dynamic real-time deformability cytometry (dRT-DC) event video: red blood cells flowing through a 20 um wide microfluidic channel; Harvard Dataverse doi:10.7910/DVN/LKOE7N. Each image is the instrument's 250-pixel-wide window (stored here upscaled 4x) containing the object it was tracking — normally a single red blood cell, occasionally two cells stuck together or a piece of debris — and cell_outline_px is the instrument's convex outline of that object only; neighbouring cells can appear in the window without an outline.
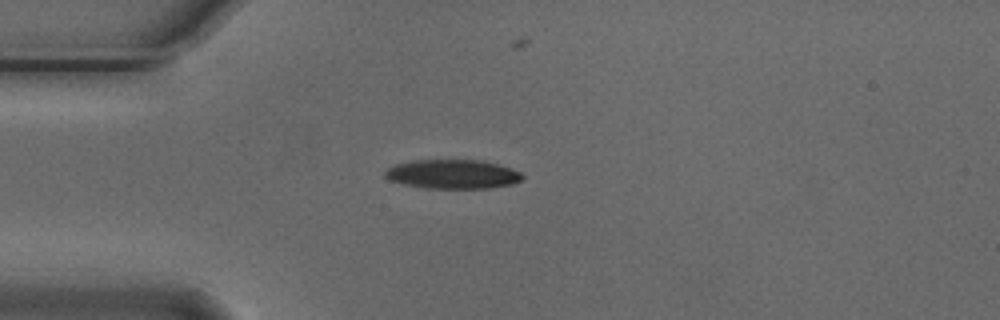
{"species": "Egyptian fruit bat (a non-hibernating species)", "species_latin": "Rousettus aegyptiacus", "temperature_condition": "cold", "stored_images_in_passage": 5, "camera_frame_rate_fps": 3000, "um_per_image_px": 0.085, "animal": {"sex": "male"}, "frame": {"image": 1, "passage_image": 3, "time_ms": 0.667, "image_size_px": [1000, 320], "cell_outline_px": [[524, 176], [520, 180], [512, 184], [488, 188], [424, 188], [404, 184], [388, 180], [384, 176], [384, 172], [392, 164], [412, 160], [480, 160], [512, 168], [520, 172]], "centroid_in_image_um": [38.42, 14.8], "position_along_channel_um": 46.6, "area_um2": 23.41}}
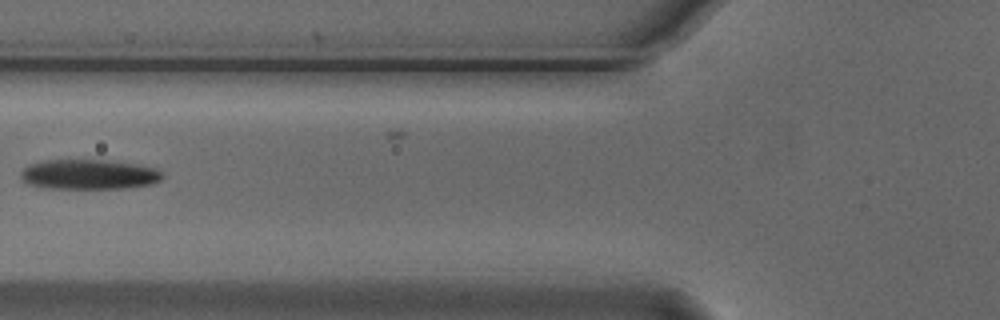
{"frame": {"image": 2, "passage_image": 5, "time_ms": 1.333, "image_size_px": [1000, 320], "cell_outline_px": [[164, 176], [160, 180], [152, 184], [124, 188], [44, 188], [28, 184], [20, 180], [20, 172], [28, 164], [44, 160], [108, 160], [156, 168]], "centroid_in_image_um": [7.5, 14.83], "position_along_channel_um": 118.3, "area_um2": 24.74}}